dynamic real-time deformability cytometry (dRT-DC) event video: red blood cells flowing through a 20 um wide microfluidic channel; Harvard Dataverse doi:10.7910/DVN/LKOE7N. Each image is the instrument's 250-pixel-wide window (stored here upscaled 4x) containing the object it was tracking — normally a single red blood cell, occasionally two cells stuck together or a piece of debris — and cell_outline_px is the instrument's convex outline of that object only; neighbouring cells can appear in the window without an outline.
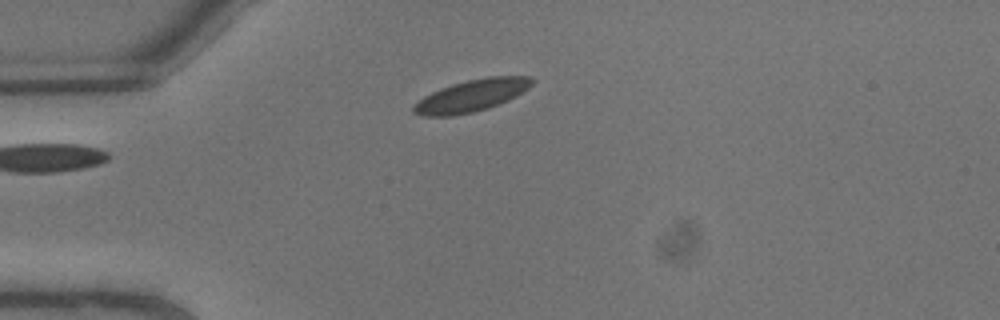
{"species": "common noctule bat (a hibernating species)", "species_latin": "Nyctalus noctula", "temperature_condition": "warm", "stored_images_in_passage": 4, "camera_frame_rate_fps": 3000, "um_per_image_px": 0.085, "animal": {"sex": "male", "body_mass_g": 13.3}, "frame": {"image": 1, "passage_image": 4, "time_ms": 1.0, "image_size_px": [1000, 320], "cell_outline_px": [[536, 80], [528, 88], [516, 96], [508, 100], [488, 108], [472, 112], [452, 116], [420, 116], [412, 112], [412, 104], [424, 96], [440, 88], [452, 84], [468, 80], [488, 76], [532, 76]], "centroid_in_image_um": [40.06, 8.13], "position_along_channel_um": 44.9, "area_um2": 22.2}}